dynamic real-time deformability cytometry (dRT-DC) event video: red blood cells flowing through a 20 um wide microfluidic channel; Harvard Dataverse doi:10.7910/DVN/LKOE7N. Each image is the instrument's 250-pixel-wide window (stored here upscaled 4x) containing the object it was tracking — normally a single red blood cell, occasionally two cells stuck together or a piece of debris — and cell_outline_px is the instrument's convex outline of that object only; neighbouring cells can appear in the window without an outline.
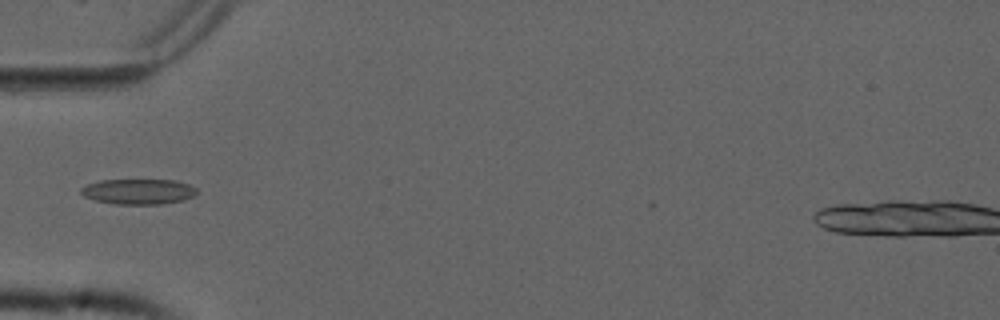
{"species": "common noctule bat (a hibernating species)", "species_latin": "Nyctalus noctula", "temperature_condition": "cold", "stored_images_in_passage": 27, "camera_frame_rate_fps": 3000, "um_per_image_px": 0.085, "animal": {"sex": "male", "forearm_length_mm": 52.5}, "frame": {"image": 1, "passage_image": 1, "time_ms": 0.0, "image_size_px": [1000, 320], "cell_outline_px": [[196, 192], [192, 196], [184, 200], [160, 204], [116, 204], [96, 200], [84, 196], [80, 192], [80, 188], [88, 184], [100, 180], [176, 180], [188, 184], [196, 188]], "centroid_in_image_um": [11.75, 16.28], "position_along_channel_um": 73.2, "area_um2": 16.99}}
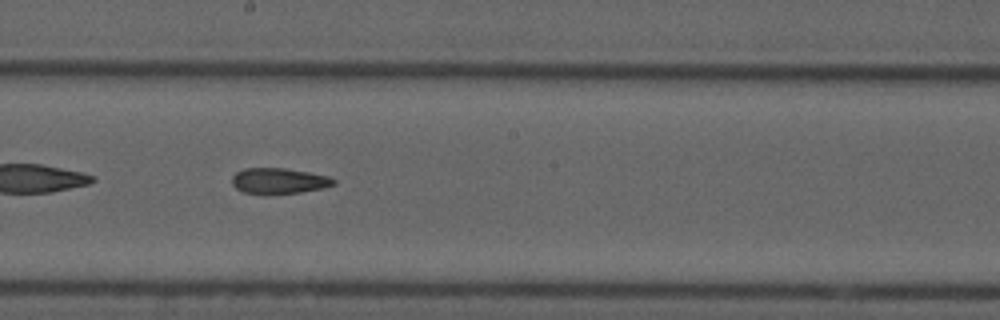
{"frame": {"image": 2, "passage_image": 13, "time_ms": 4.0, "image_size_px": [1000, 320], "cell_outline_px": [[336, 184], [324, 188], [300, 192], [244, 192], [236, 188], [232, 184], [232, 176], [236, 172], [244, 168], [284, 168], [308, 172], [328, 176], [336, 180]], "centroid_in_image_um": [23.73, 15.34], "position_along_channel_um": 224.5, "area_um2": 14.8}}
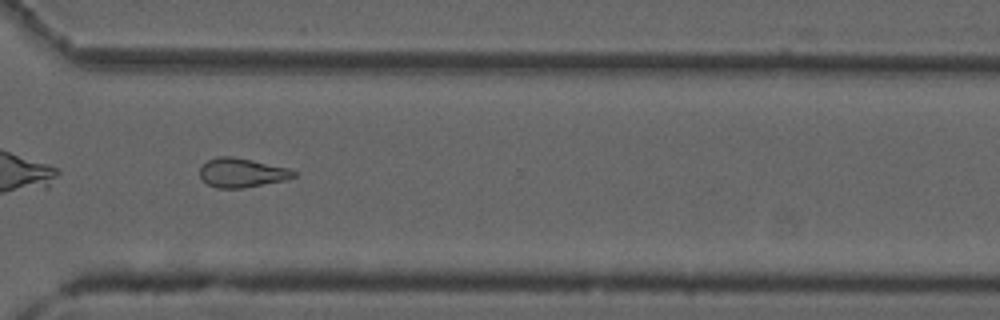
{"frame": {"image": 3, "passage_image": 23, "time_ms": 7.333, "image_size_px": [1000, 320], "cell_outline_px": [[296, 176], [284, 180], [240, 188], [216, 188], [208, 184], [200, 176], [200, 168], [208, 160], [216, 156], [232, 156], [252, 160], [288, 168], [296, 172]], "centroid_in_image_um": [20.53, 14.67], "position_along_channel_um": 350.1, "area_um2": 15.72}, "authors_computed_cell_mechanics": {"area_um2": 15.7216, "velocity_mm_per_s": 3.7804, "shape_relaxation_time_tau1_ms": null, "shape_relaxation_time_tau2_ms": 6.3346, "deformation_change_tau1": null, "deformation_change_tau2": 0.1481}}